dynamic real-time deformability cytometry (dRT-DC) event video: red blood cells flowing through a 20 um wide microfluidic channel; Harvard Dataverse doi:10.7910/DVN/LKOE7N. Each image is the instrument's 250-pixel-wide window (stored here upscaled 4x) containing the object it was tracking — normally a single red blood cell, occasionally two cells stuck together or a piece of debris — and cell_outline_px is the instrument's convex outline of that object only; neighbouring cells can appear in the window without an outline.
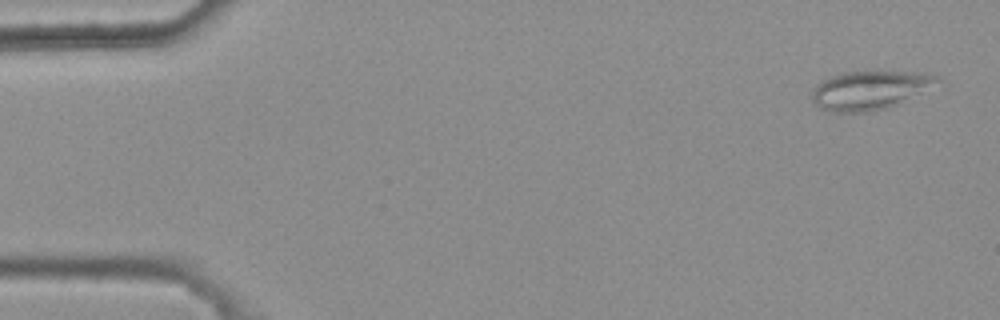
{"species": "common noctule bat (a hibernating species)", "species_latin": "Nyctalus noctula", "temperature_condition": "warm", "stored_images_in_passage": 5, "camera_frame_rate_fps": 3000, "um_per_image_px": 0.085, "animal": {"sex": "female", "body_mass_g": 25.1}, "frame": {"image": 1, "passage_image": 1, "time_ms": 0.0, "image_size_px": [1000, 320], "cell_outline_px": [[948, 84], [888, 108], [868, 112], [828, 112], [820, 108], [812, 100], [812, 92], [816, 84], [820, 80], [840, 72], [932, 72], [940, 76]], "centroid_in_image_um": [74.12, 7.65], "position_along_channel_um": 10.9, "area_um2": 29.59}}